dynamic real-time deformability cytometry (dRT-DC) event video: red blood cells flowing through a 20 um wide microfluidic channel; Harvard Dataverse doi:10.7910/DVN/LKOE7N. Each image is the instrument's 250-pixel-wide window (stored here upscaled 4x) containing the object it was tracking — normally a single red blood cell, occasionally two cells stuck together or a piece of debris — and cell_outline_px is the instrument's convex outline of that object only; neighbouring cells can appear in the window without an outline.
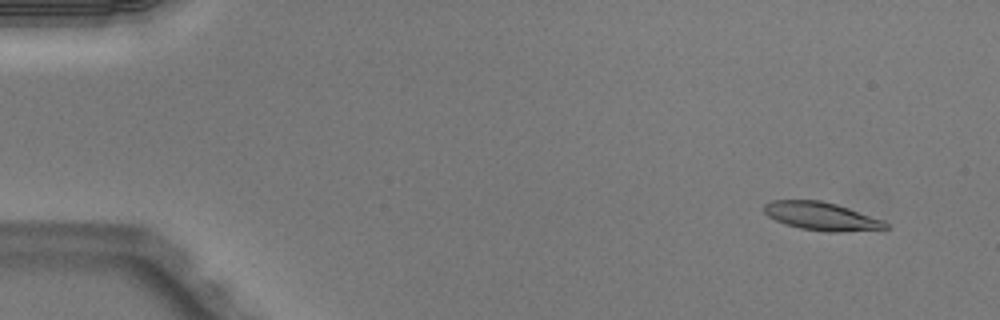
{"species": "Egyptian fruit bat (a non-hibernating species)", "species_latin": "Rousettus aegyptiacus", "temperature_condition": "warm", "stored_images_in_passage": 49, "camera_frame_rate_fps": 3000, "um_per_image_px": 0.085, "animal": {"sex": "male"}, "frame": {"image": 1, "passage_image": 3, "time_ms": 0.667, "image_size_px": [1000, 320], "cell_outline_px": [[888, 228], [840, 232], [828, 232], [800, 228], [784, 224], [768, 216], [764, 212], [764, 204], [772, 200], [820, 200], [836, 204], [884, 220], [888, 224]], "centroid_in_image_um": [69.8, 18.38], "position_along_channel_um": 15.2, "area_um2": 19.83}}
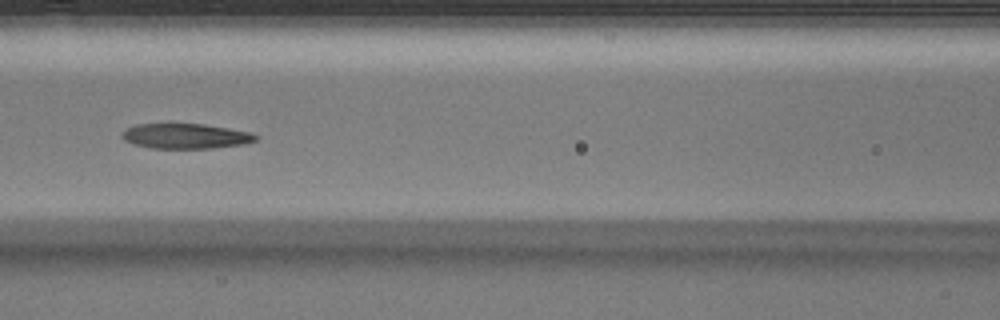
{"frame": {"image": 2, "passage_image": 22, "time_ms": 7.0, "image_size_px": [1000, 320], "cell_outline_px": [[260, 136], [256, 140], [244, 144], [212, 148], [152, 148], [136, 144], [124, 140], [120, 136], [120, 132], [136, 124], [204, 124], [252, 132]], "centroid_in_image_um": [15.8, 11.56], "position_along_channel_um": 150.8, "area_um2": 19.54}}
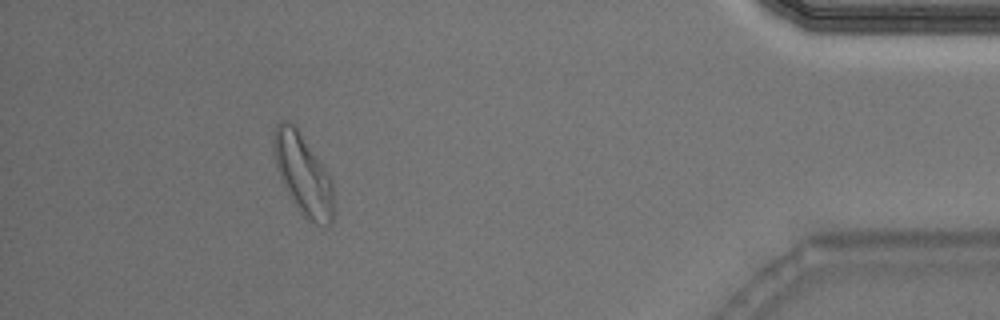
{"frame": {"image": 3, "passage_image": 45, "time_ms": 14.667, "image_size_px": [1000, 320], "cell_outline_px": [[332, 224], [324, 228], [316, 224], [304, 216], [296, 208], [276, 168], [272, 152], [272, 140], [276, 124], [284, 120], [288, 120], [296, 124], [332, 180]], "centroid_in_image_um": [25.73, 14.78], "position_along_channel_um": 409.5, "area_um2": 28.32}, "authors_computed_cell_mechanics": {"area_um2": 20.5768, "velocity_mm_per_s": 4.0443, "shape_relaxation_time_tau1_ms": null, "shape_relaxation_time_tau2_ms": 1.4655, "deformation_change_tau1": null, "deformation_change_tau2": 0.0839}}